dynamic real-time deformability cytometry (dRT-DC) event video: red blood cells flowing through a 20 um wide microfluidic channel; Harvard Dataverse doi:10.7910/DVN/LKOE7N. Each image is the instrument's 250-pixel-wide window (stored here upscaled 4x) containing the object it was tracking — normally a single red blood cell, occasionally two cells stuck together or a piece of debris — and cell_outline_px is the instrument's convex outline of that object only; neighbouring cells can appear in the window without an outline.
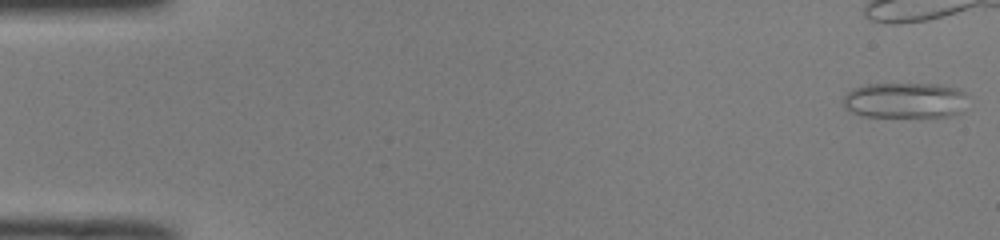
{"species": "common noctule bat (a hibernating species)", "species_latin": "Nyctalus noctula", "temperature_condition": "room temperature", "stored_images_in_passage": 39, "camera_frame_rate_fps": 3000, "um_per_image_px": 0.085, "animal": {"sex": "male", "body_mass_g": 19.0, "forearm_length_mm": 50.8}, "frame": {"image": 1, "passage_image": 1, "time_ms": 0.0, "image_size_px": [1000, 240], "cell_outline_px": [[968, 96], [960, 112], [948, 116], [920, 120], [860, 116], [844, 108], [844, 96], [852, 88], [868, 84], [936, 84], [956, 88], [964, 92]], "centroid_in_image_um": [76.92, 8.59], "position_along_channel_um": 8.1, "area_um2": 26.99}}